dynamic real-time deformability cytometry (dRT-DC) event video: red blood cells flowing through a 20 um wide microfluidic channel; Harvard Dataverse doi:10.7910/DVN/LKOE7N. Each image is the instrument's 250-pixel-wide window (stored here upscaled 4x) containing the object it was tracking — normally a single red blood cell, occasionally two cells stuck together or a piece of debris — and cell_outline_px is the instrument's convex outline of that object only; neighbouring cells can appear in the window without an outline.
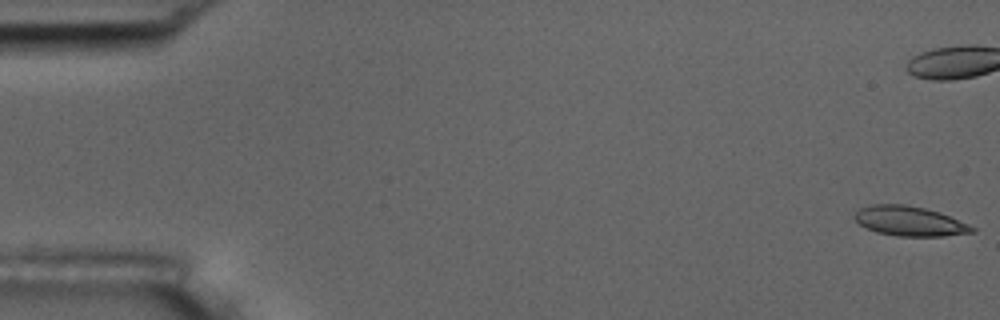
{"species": "common noctule bat (a hibernating species)", "species_latin": "Nyctalus noctula", "temperature_condition": "room temperature", "stored_images_in_passage": 56, "camera_frame_rate_fps": 3000, "um_per_image_px": 0.085, "animal": {"sex": "male", "body_mass_g": 17.5, "forearm_length_mm": 52.3}, "frame": {"image": 1, "passage_image": 1, "time_ms": 0.0, "image_size_px": [1000, 320], "cell_outline_px": [[976, 232], [944, 236], [896, 236], [876, 232], [860, 224], [852, 216], [860, 208], [872, 204], [904, 204], [924, 208], [940, 212], [968, 224], [976, 228]], "centroid_in_image_um": [77.32, 18.79], "position_along_channel_um": 7.7, "area_um2": 20.35}, "authors_computed_cell_mechanics": {"area_um2": 20.5479, "velocity_mm_per_s": 3.6773, "shape_relaxation_time_tau1_ms": 5.024, "shape_relaxation_time_tau2_ms": 1.7419, "deformation_change_tau1": 0.1562, "deformation_change_tau2": 0.1034}}